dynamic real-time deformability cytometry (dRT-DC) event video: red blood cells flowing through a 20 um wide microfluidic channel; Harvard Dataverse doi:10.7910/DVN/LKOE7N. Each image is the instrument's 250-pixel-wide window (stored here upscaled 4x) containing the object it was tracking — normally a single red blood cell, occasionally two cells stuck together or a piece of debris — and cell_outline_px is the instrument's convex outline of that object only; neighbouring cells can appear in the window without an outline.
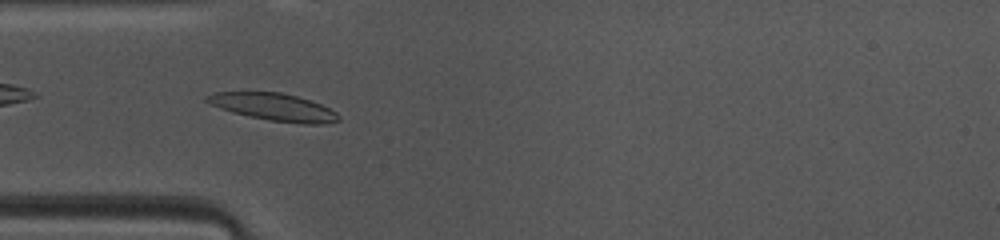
{"species": "common noctule bat (a hibernating species)", "species_latin": "Nyctalus noctula", "temperature_condition": "warm", "stored_images_in_passage": 31, "camera_frame_rate_fps": 3000, "um_per_image_px": 0.085, "animal": {"sex": "female", "body_mass_g": 10.0, "forearm_length_mm": 53.1}, "frame": {"image": 1, "passage_image": 2, "time_ms": 0.333, "image_size_px": [1000, 240], "cell_outline_px": [[340, 120], [324, 124], [304, 124], [268, 120], [232, 112], [208, 104], [204, 100], [204, 96], [216, 92], [280, 92], [296, 96], [320, 104], [336, 112], [340, 116]], "centroid_in_image_um": [23.24, 9.1], "position_along_channel_um": 61.8, "area_um2": 20.92}}
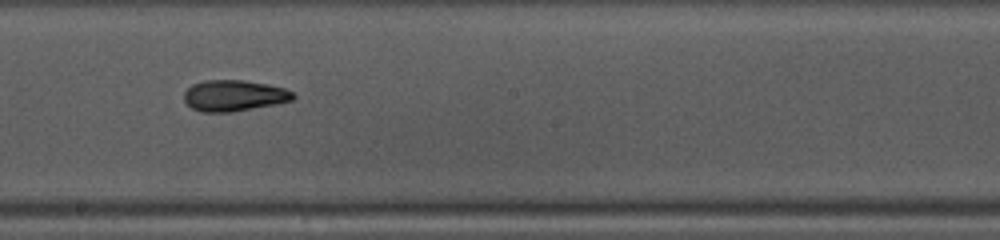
{"frame": {"image": 2, "passage_image": 14, "time_ms": 4.333, "image_size_px": [1000, 240], "cell_outline_px": [[296, 96], [292, 100], [276, 104], [232, 112], [200, 112], [192, 108], [184, 100], [184, 92], [192, 84], [204, 80], [244, 80], [268, 84], [284, 88], [292, 92]], "centroid_in_image_um": [19.88, 8.12], "position_along_channel_um": 228.3, "area_um2": 19.83}}
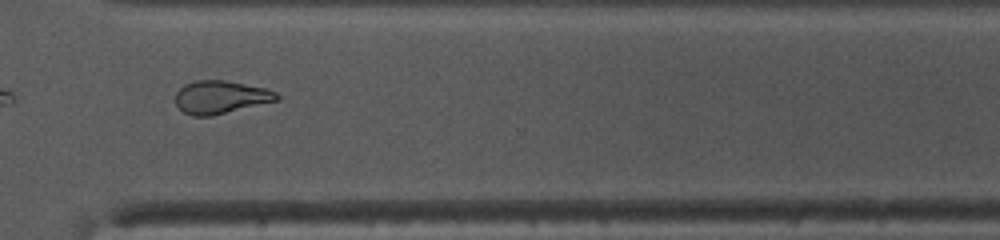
{"frame": {"image": 3, "passage_image": 23, "time_ms": 7.333, "image_size_px": [1000, 240], "cell_outline_px": [[280, 100], [212, 116], [192, 116], [184, 112], [176, 104], [176, 92], [184, 84], [196, 80], [224, 80], [264, 88], [276, 92], [280, 96]], "centroid_in_image_um": [18.76, 8.26], "position_along_channel_um": 351.8, "area_um2": 19.48}, "authors_computed_cell_mechanics": {"area_um2": 19.8254, "velocity_mm_per_s": 4.1321, "shape_relaxation_time_tau1_ms": 7.3763, "shape_relaxation_time_tau2_ms": 3.0271, "deformation_change_tau1": 0.1885, "deformation_change_tau2": 0.115}}